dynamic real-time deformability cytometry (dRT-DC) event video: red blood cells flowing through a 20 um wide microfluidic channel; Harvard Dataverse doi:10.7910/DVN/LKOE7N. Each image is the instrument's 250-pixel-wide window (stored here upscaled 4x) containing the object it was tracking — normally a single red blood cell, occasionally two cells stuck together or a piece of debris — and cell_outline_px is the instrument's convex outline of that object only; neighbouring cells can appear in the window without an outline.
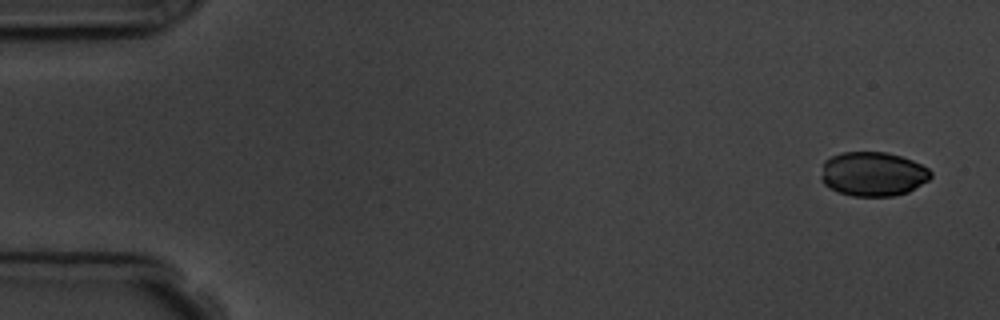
{"species": "common noctule bat (a hibernating species)", "species_latin": "Nyctalus noctula", "temperature_condition": "room temperature", "stored_images_in_passage": 4, "camera_frame_rate_fps": 3000, "um_per_image_px": 0.085, "animal": {"sex": "male", "body_mass_g": 19.5, "forearm_length_mm": 54.6}, "frame": {"image": 1, "passage_image": 1, "time_ms": 0.0, "image_size_px": [1000, 320], "cell_outline_px": [[932, 176], [928, 180], [908, 192], [892, 196], [852, 196], [828, 188], [820, 180], [820, 176], [824, 160], [840, 152], [888, 152], [912, 160], [928, 168], [932, 172]], "centroid_in_image_um": [74.17, 14.78], "position_along_channel_um": 10.8, "area_um2": 28.5}}